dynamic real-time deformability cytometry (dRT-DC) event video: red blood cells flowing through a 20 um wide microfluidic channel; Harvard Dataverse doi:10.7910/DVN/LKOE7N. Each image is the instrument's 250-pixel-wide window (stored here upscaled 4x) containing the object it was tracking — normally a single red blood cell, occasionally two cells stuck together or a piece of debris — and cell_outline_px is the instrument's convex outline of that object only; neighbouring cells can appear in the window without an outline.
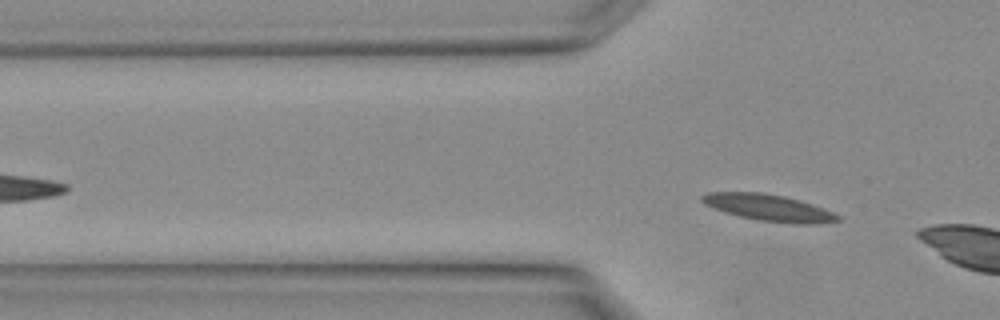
{"species": "Egyptian fruit bat (a non-hibernating species)", "species_latin": "Rousettus aegyptiacus", "temperature_condition": "warm", "stored_images_in_passage": 4, "camera_frame_rate_fps": 3000, "um_per_image_px": 0.085, "animal": {"sex": "female"}, "frame": {"image": 1, "passage_image": 3, "time_ms": 0.667, "image_size_px": [1000, 320], "cell_outline_px": [[840, 220], [816, 224], [792, 224], [760, 220], [740, 216], [724, 212], [712, 208], [704, 204], [700, 200], [700, 196], [708, 192], [760, 192], [784, 196], [800, 200], [824, 208], [840, 216]], "centroid_in_image_um": [65.32, 17.65], "position_along_channel_um": 60.5, "area_um2": 21.1}}